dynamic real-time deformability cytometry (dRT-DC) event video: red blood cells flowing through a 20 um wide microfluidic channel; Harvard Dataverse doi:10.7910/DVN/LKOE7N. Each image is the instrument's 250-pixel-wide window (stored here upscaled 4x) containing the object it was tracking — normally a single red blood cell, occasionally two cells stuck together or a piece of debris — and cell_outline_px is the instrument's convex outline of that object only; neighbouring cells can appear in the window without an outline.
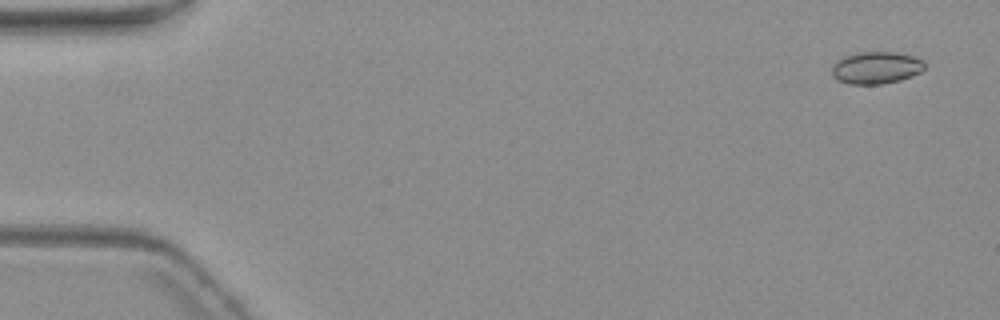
{"species": "common noctule bat (a hibernating species)", "species_latin": "Nyctalus noctula", "temperature_condition": "warm", "stored_images_in_passage": 5, "camera_frame_rate_fps": 3000, "um_per_image_px": 0.085, "animal": {"sex": "female", "body_mass_g": 19.3, "forearm_length_mm": 54.1}, "frame": {"image": 1, "passage_image": 1, "time_ms": 0.0, "image_size_px": [1000, 320], "cell_outline_px": [[924, 68], [920, 72], [912, 76], [900, 80], [880, 84], [848, 84], [832, 76], [832, 68], [836, 60], [844, 56], [856, 52], [892, 52], [912, 56], [924, 60]], "centroid_in_image_um": [74.46, 5.75], "position_along_channel_um": 10.5, "area_um2": 17.34}}
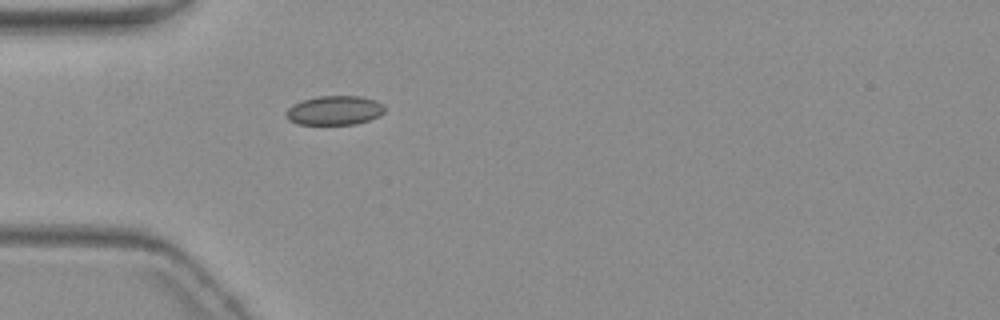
{"frame": {"image": 2, "passage_image": 5, "time_ms": 5.0, "image_size_px": [1000, 320], "cell_outline_px": [[384, 112], [380, 116], [356, 124], [296, 124], [288, 120], [284, 112], [292, 104], [316, 96], [360, 96], [376, 100], [384, 104]], "centroid_in_image_um": [28.43, 9.38], "position_along_channel_um": 56.6, "area_um2": 16.94}}